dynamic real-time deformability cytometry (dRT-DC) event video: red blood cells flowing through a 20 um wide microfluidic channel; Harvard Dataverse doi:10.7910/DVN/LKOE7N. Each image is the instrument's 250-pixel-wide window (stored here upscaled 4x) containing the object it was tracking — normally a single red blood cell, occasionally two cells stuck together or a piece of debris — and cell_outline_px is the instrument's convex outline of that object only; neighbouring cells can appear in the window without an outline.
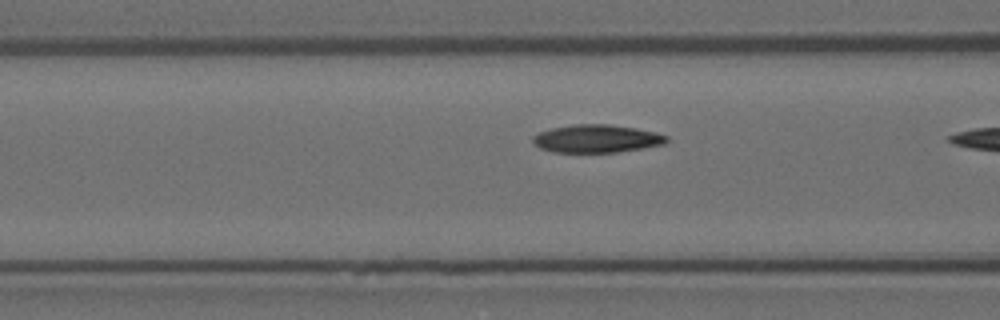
{"species": "Egyptian fruit bat (a non-hibernating species)", "species_latin": "Rousettus aegyptiacus", "temperature_condition": "room temperature", "stored_images_in_passage": 18, "camera_frame_rate_fps": 3000, "um_per_image_px": 0.085, "animal": {"sex": "female"}, "frame": {"image": 1, "passage_image": 17, "time_ms": 5.333, "image_size_px": [1000, 320], "cell_outline_px": [[668, 140], [664, 144], [644, 148], [616, 152], [552, 152], [540, 148], [532, 140], [532, 136], [540, 132], [552, 128], [576, 124], [608, 124], [636, 128], [656, 132], [668, 136]], "centroid_in_image_um": [50.74, 11.78], "position_along_channel_um": 115.9, "area_um2": 21.73}}